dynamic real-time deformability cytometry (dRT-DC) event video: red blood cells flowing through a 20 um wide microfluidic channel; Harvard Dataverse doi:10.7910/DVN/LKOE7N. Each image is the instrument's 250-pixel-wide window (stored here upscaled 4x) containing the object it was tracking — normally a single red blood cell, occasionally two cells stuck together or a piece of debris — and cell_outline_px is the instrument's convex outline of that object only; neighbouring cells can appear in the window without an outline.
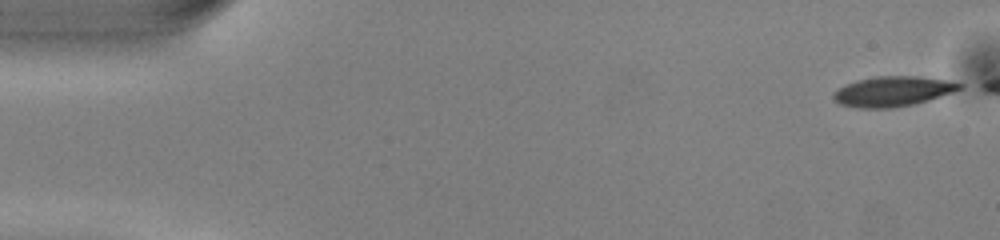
{"species": "common noctule bat (a hibernating species)", "species_latin": "Nyctalus noctula", "temperature_condition": "warm", "stored_images_in_passage": 44, "camera_frame_rate_fps": 3000, "um_per_image_px": 0.085, "animal": {"sex": "male", "body_mass_g": 13.0, "forearm_length_mm": 53.1}, "frame": {"image": 1, "passage_image": 1, "time_ms": 0.0, "image_size_px": [1000, 240], "cell_outline_px": [[964, 88], [928, 100], [912, 104], [892, 108], [856, 108], [840, 104], [832, 100], [832, 92], [848, 84], [860, 80], [876, 76], [916, 76], [944, 80], [964, 84]], "centroid_in_image_um": [75.86, 7.78], "position_along_channel_um": 9.1, "area_um2": 21.91}}
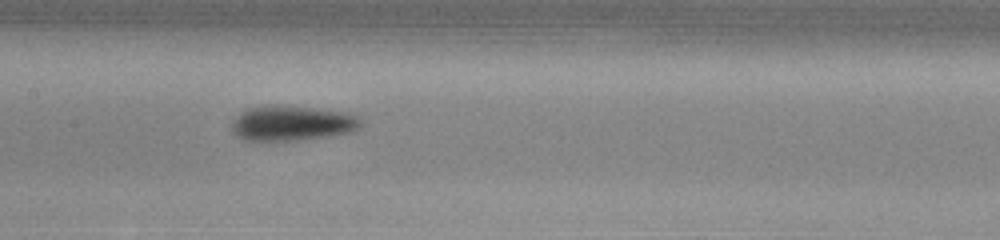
{"frame": {"image": 2, "passage_image": 24, "time_ms": 7.667, "image_size_px": [1000, 240], "cell_outline_px": [[360, 124], [356, 128], [348, 132], [320, 136], [284, 140], [248, 140], [232, 132], [232, 124], [236, 116], [244, 108], [268, 104], [276, 104], [348, 112], [356, 116], [360, 120]], "centroid_in_image_um": [24.73, 10.42], "position_along_channel_um": 182.7, "area_um2": 25.78}}
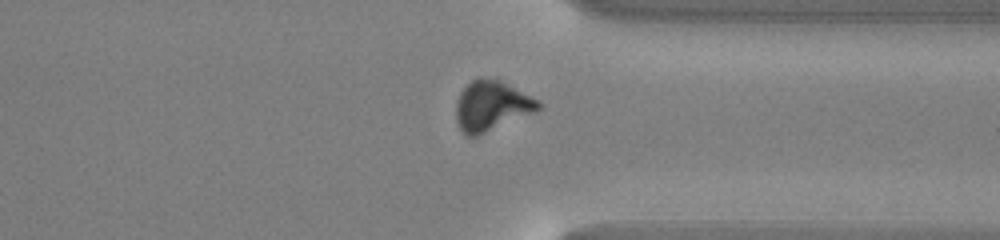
{"frame": {"image": 3, "passage_image": 38, "time_ms": 12.333, "image_size_px": [1000, 240], "cell_outline_px": [[540, 108], [536, 112], [476, 136], [464, 136], [456, 120], [456, 100], [460, 92], [472, 80], [480, 76], [484, 76], [496, 80], [536, 100], [540, 104]], "centroid_in_image_um": [41.71, 9.02], "position_along_channel_um": 369.7, "area_um2": 23.47}, "authors_computed_cell_mechanics": {"area_um2": 23.5246, "velocity_mm_per_s": 4.0532, "shape_relaxation_time_tau1_ms": 2.744, "shape_relaxation_time_tau2_ms": 5.7397, "deformation_change_tau1": 0.1435, "deformation_change_tau2": 0.1427}}